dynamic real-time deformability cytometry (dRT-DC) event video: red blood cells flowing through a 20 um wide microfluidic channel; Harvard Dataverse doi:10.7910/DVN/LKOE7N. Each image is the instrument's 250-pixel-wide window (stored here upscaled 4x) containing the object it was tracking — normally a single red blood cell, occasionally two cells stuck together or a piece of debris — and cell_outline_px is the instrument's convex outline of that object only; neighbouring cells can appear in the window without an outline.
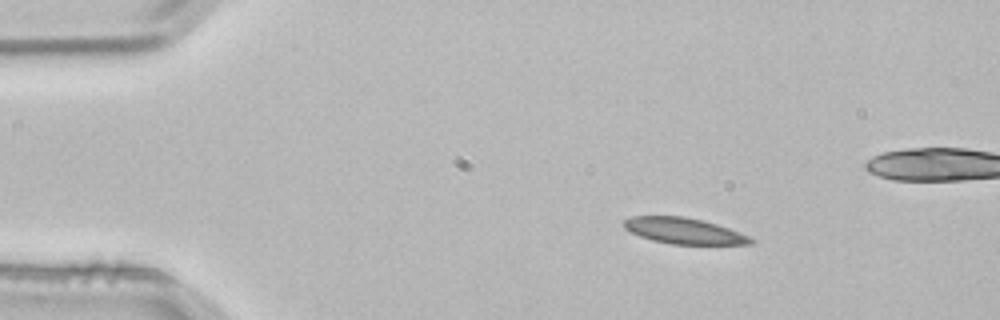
{"species": "common noctule bat (a hibernating species)", "species_latin": "Nyctalus noctula", "temperature_condition": "room temperature", "stored_images_in_passage": 3, "camera_frame_rate_fps": 3000, "um_per_image_px": 0.085, "animal": {"sex": "male", "body_mass_g": 21.5, "forearm_length_mm": 52.0}, "frame": {"image": 1, "passage_image": 1, "time_ms": 0.0, "image_size_px": [1000, 320], "cell_outline_px": [[756, 240], [752, 244], [672, 244], [652, 240], [640, 236], [624, 228], [624, 220], [632, 216], [684, 216], [716, 224], [728, 228], [748, 236]], "centroid_in_image_um": [58.13, 19.62], "position_along_channel_um": 26.9, "area_um2": 18.96}}